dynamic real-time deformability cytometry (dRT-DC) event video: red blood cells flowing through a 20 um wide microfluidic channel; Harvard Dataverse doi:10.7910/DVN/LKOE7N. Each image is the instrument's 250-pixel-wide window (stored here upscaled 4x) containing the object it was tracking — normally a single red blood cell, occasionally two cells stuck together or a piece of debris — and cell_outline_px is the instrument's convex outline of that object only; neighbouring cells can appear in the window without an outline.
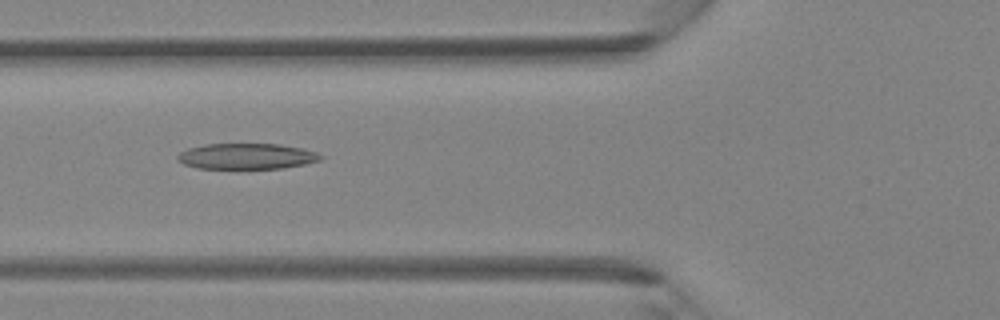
{"species": "Egyptian fruit bat (a non-hibernating species)", "species_latin": "Rousettus aegyptiacus", "temperature_condition": "room temperature", "stored_images_in_passage": 40, "camera_frame_rate_fps": 3000, "um_per_image_px": 0.085, "animal": {"sex": "female"}, "frame": {"image": 1, "passage_image": 15, "time_ms": 4.667, "image_size_px": [1000, 320], "cell_outline_px": [[324, 156], [320, 160], [304, 164], [284, 168], [196, 168], [184, 164], [176, 160], [176, 156], [180, 152], [188, 148], [204, 144], [280, 144], [304, 148], [316, 152]], "centroid_in_image_um": [20.96, 13.27], "position_along_channel_um": 104.8, "area_um2": 21.56}}
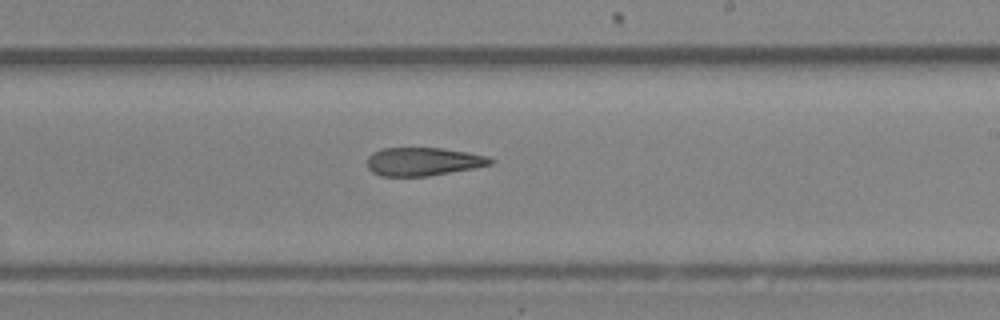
{"frame": {"image": 2, "passage_image": 24, "time_ms": 7.667, "image_size_px": [1000, 320], "cell_outline_px": [[496, 160], [492, 164], [476, 168], [428, 176], [380, 176], [372, 172], [368, 168], [368, 156], [372, 152], [384, 148], [440, 148], [468, 152], [488, 156]], "centroid_in_image_um": [36.0, 13.74], "position_along_channel_um": 253.0, "area_um2": 20.46}}
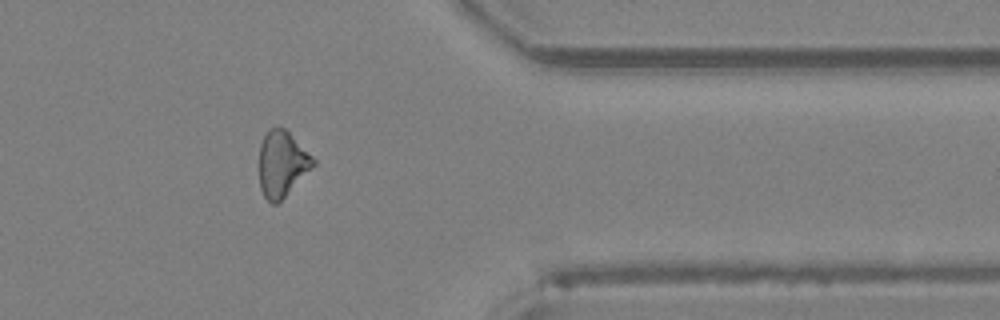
{"frame": {"image": 3, "passage_image": 33, "time_ms": 10.667, "image_size_px": [1000, 320], "cell_outline_px": [[316, 164], [276, 204], [272, 204], [264, 196], [260, 188], [260, 144], [268, 128], [284, 128], [316, 160]], "centroid_in_image_um": [23.96, 13.92], "position_along_channel_um": 387.4, "area_um2": 20.23}}